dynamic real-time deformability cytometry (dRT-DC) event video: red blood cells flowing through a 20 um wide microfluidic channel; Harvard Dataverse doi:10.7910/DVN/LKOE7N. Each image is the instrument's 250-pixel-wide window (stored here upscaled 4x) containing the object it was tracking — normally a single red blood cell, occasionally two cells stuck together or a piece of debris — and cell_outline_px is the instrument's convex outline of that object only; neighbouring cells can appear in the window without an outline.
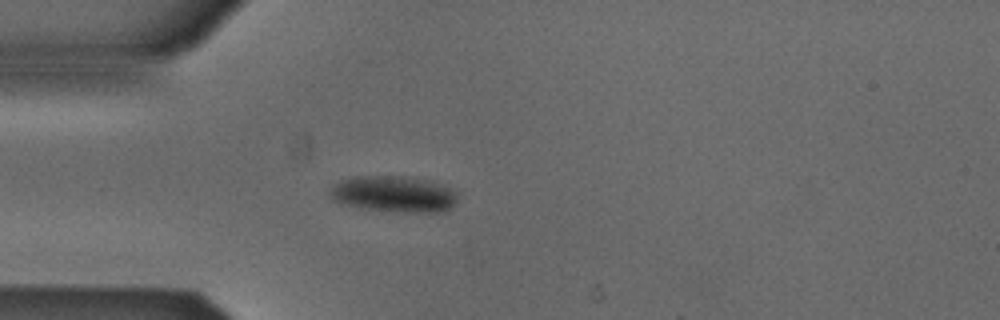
{"species": "Egyptian fruit bat (a non-hibernating species)", "species_latin": "Rousettus aegyptiacus", "temperature_condition": "cold", "stored_images_in_passage": 4, "camera_frame_rate_fps": 3000, "um_per_image_px": 0.085, "animal": {"sex": "male"}, "frame": {"image": 1, "passage_image": 4, "time_ms": 1.0, "image_size_px": [1000, 320], "cell_outline_px": [[460, 192], [452, 208], [444, 212], [396, 212], [360, 208], [340, 204], [332, 200], [328, 192], [332, 184], [340, 180], [356, 176], [404, 176], [428, 180]], "centroid_in_image_um": [33.45, 16.5], "position_along_channel_um": 51.6, "area_um2": 27.51}}